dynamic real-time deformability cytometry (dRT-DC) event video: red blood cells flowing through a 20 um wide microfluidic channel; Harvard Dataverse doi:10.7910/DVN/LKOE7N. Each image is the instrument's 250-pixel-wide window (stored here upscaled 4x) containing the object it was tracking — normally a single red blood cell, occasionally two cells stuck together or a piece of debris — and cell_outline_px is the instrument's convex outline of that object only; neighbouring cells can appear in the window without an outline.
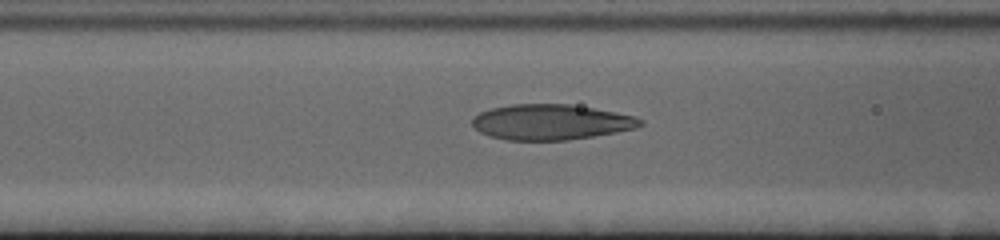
{"species": "human", "species_latin": "Homo sapiens", "temperature_condition": "cold", "stored_images_in_passage": 56, "camera_frame_rate_fps": 3000, "um_per_image_px": 0.085, "donor": {"sex": "female"}, "frame": {"image": 1, "passage_image": 20, "time_ms": 6.333, "image_size_px": [1000, 240], "cell_outline_px": [[644, 124], [636, 128], [616, 132], [568, 140], [508, 140], [492, 136], [480, 132], [472, 124], [472, 116], [480, 112], [492, 108], [512, 104], [572, 104], [636, 116], [644, 120]], "centroid_in_image_um": [46.85, 10.37], "position_along_channel_um": 119.7, "area_um2": 34.68}}
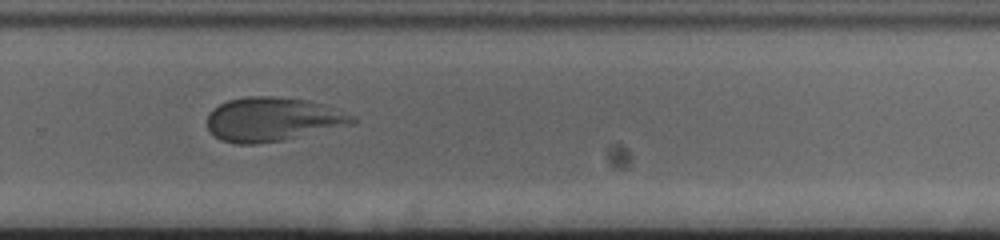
{"frame": {"image": 2, "passage_image": 37, "time_ms": 12.0, "image_size_px": [1000, 240], "cell_outline_px": [[356, 124], [284, 140], [256, 144], [236, 144], [220, 140], [208, 128], [208, 112], [212, 108], [228, 100], [248, 96], [272, 96], [308, 100], [356, 116]], "centroid_in_image_um": [23.18, 10.15], "position_along_channel_um": 306.6, "area_um2": 37.28}}
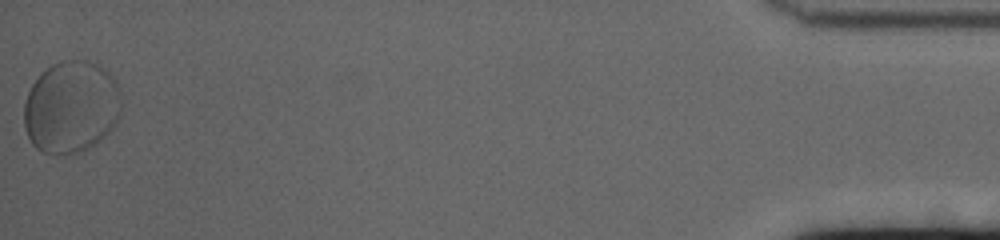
{"frame": {"image": 3, "passage_image": 56, "time_ms": 18.333, "image_size_px": [1000, 240], "cell_outline_px": [[120, 116], [112, 128], [100, 140], [88, 148], [80, 152], [64, 156], [56, 156], [44, 152], [36, 148], [32, 144], [24, 128], [24, 104], [28, 92], [32, 84], [40, 72], [52, 64], [60, 60], [88, 60], [104, 68], [112, 76], [120, 92]], "centroid_in_image_um": [6.02, 9.11], "position_along_channel_um": 429.2, "area_um2": 52.83}, "authors_computed_cell_mechanics": {"area_um2": 37.4833, "velocity_mm_per_s": 3.3092, "shape_relaxation_time_tau1_ms": 6.355, "shape_relaxation_time_tau2_ms": 1.1279, "deformation_change_tau1": 0.1944, "deformation_change_tau2": 0.0645}}